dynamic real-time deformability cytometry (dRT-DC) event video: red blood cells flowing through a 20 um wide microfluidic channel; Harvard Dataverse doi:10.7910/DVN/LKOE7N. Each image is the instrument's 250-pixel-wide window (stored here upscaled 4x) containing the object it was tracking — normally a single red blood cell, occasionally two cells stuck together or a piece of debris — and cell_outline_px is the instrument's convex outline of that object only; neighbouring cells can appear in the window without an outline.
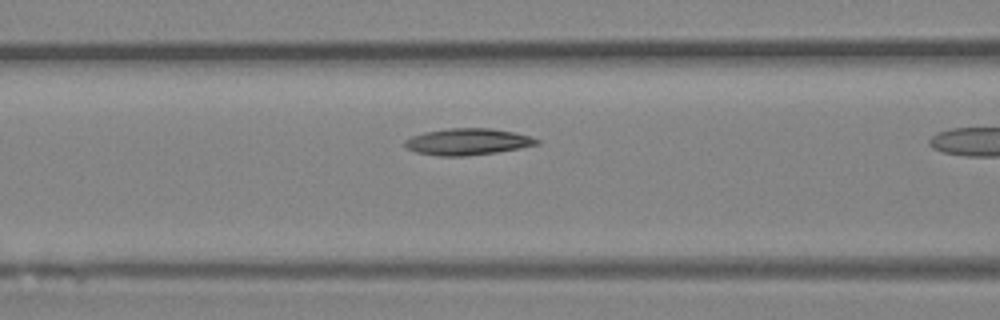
{"species": "Egyptian fruit bat (a non-hibernating species)", "species_latin": "Rousettus aegyptiacus", "temperature_condition": "room temperature", "stored_images_in_passage": 8, "camera_frame_rate_fps": 3000, "um_per_image_px": 0.085, "animal": {"sex": "female"}, "frame": {"image": 1, "passage_image": 7, "time_ms": 2.0, "image_size_px": [1000, 320], "cell_outline_px": [[540, 144], [520, 148], [496, 152], [468, 156], [440, 156], [416, 152], [408, 148], [404, 144], [404, 140], [412, 136], [424, 132], [448, 128], [492, 128], [512, 132], [528, 136], [540, 140]], "centroid_in_image_um": [39.74, 12.05], "position_along_channel_um": 126.9, "area_um2": 20.35}}